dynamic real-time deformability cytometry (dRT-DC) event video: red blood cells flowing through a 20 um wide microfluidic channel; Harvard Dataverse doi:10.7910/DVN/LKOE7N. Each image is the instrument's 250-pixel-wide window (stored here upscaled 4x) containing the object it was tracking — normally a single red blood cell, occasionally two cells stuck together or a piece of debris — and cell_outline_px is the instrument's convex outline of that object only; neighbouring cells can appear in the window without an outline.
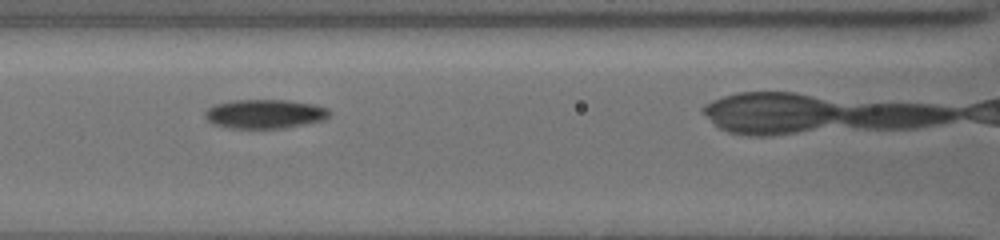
{"species": "common noctule bat (a hibernating species)", "species_latin": "Nyctalus noctula", "temperature_condition": "cold", "stored_images_in_passage": 24, "camera_frame_rate_fps": 3000, "um_per_image_px": 0.085, "animal": {"sex": "female", "body_mass_g": 19.5, "forearm_length_mm": 54.1}, "frame": {"image": 1, "passage_image": 4, "time_ms": 1.0, "image_size_px": [1000, 240], "cell_outline_px": [[328, 116], [324, 120], [284, 128], [228, 128], [212, 124], [204, 116], [204, 112], [212, 104], [236, 100], [288, 100], [316, 104], [328, 108]], "centroid_in_image_um": [22.48, 9.68], "position_along_channel_um": 144.1, "area_um2": 21.21}}